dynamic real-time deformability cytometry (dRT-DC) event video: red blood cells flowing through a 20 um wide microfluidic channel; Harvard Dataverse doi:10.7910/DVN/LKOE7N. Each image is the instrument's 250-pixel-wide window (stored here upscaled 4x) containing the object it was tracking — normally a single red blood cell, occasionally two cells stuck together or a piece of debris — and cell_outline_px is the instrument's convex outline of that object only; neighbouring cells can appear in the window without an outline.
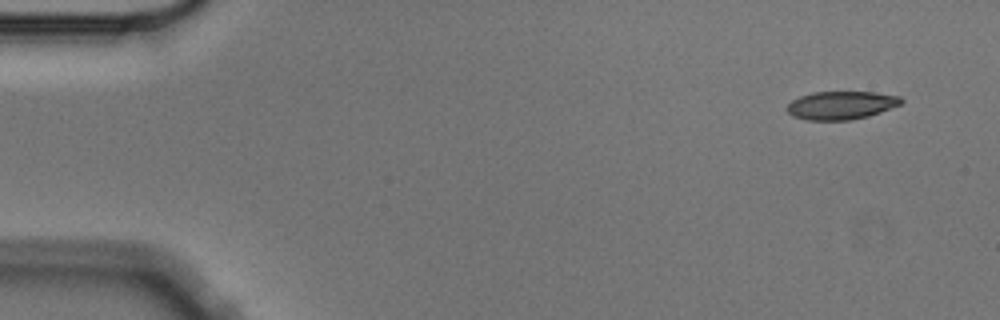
{"species": "Egyptian fruit bat (a non-hibernating species)", "species_latin": "Rousettus aegyptiacus", "temperature_condition": "cold", "stored_images_in_passage": 4, "camera_frame_rate_fps": 3000, "um_per_image_px": 0.085, "animal": {"sex": "male"}, "frame": {"image": 1, "passage_image": 1, "time_ms": 0.0, "image_size_px": [1000, 320], "cell_outline_px": [[904, 100], [900, 104], [880, 112], [868, 116], [848, 120], [804, 120], [792, 116], [784, 108], [792, 100], [800, 96], [812, 92], [876, 92], [900, 96]], "centroid_in_image_um": [71.46, 8.94], "position_along_channel_um": 13.5, "area_um2": 18.84}}